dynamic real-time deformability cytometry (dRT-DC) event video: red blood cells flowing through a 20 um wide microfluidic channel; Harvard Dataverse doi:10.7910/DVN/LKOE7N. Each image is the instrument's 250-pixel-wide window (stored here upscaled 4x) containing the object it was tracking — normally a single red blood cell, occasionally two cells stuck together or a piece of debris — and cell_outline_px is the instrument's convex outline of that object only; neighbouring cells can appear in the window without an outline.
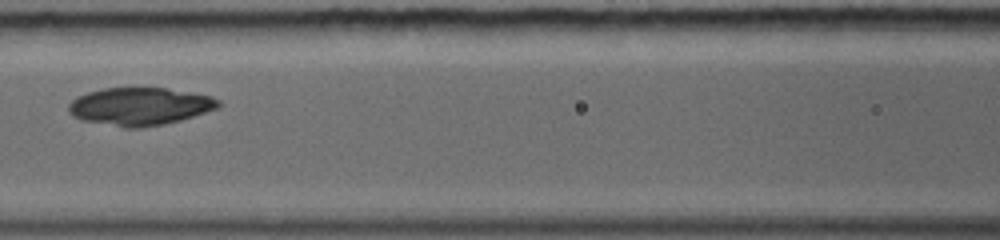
{"species": "common noctule bat (a hibernating species)", "species_latin": "Nyctalus noctula", "temperature_condition": "warm", "stored_images_in_passage": 3, "camera_frame_rate_fps": 5000, "um_per_image_px": 0.085, "animal": {"sex": "female", "body_mass_g": 19.0, "forearm_length_mm": 56.7}, "frame": {"image": 1, "passage_image": 3, "time_ms": 2.4, "image_size_px": [1000, 240], "cell_outline_px": [[220, 108], [180, 120], [164, 124], [140, 128], [124, 128], [80, 120], [72, 116], [68, 112], [68, 104], [76, 96], [88, 92], [104, 88], [168, 88], [212, 96], [220, 100]], "centroid_in_image_um": [11.87, 9.05], "position_along_channel_um": 154.7, "area_um2": 33.29}}